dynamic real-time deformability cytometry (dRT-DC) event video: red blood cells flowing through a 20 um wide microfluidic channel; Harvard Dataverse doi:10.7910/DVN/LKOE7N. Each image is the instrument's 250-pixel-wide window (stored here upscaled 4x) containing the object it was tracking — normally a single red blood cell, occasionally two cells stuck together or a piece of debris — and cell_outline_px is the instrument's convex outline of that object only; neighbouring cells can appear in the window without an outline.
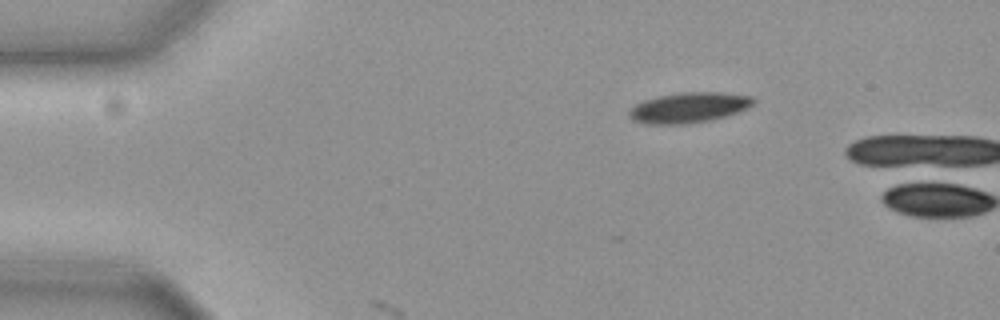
{"species": "common noctule bat (a hibernating species)", "species_latin": "Nyctalus noctula", "temperature_condition": "cold", "stored_images_in_passage": 3, "camera_frame_rate_fps": 3000, "um_per_image_px": 0.085, "animal": {"sex": "female", "body_mass_g": 19.3, "forearm_length_mm": 54.1}, "frame": {"image": 1, "passage_image": 1, "time_ms": 0.0, "image_size_px": [1000, 320], "cell_outline_px": [[756, 100], [752, 104], [736, 112], [724, 116], [708, 120], [684, 124], [648, 124], [632, 120], [628, 116], [628, 112], [636, 104], [644, 100], [660, 96], [680, 92], [720, 92], [752, 96]], "centroid_in_image_um": [58.51, 9.14], "position_along_channel_um": 26.5, "area_um2": 21.68}}